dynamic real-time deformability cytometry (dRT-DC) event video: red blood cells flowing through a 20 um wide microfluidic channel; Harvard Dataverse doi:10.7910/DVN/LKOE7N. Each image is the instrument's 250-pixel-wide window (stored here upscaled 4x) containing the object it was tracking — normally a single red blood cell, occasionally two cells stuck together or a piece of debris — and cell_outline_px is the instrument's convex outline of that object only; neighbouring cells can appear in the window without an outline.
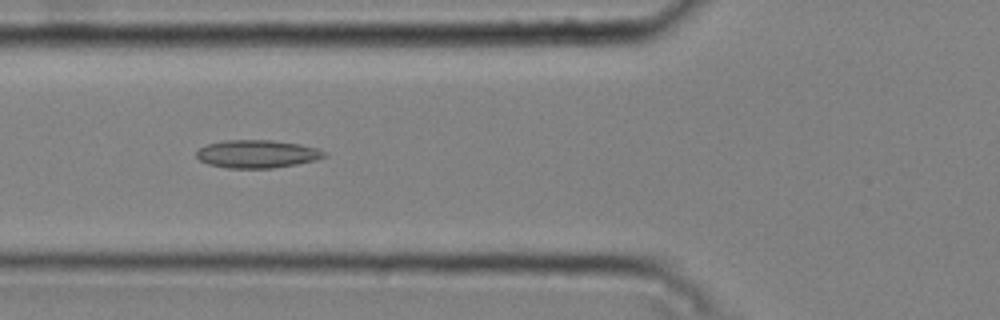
{"species": "common noctule bat (a hibernating species)", "species_latin": "Nyctalus noctula", "temperature_condition": "cold", "stored_images_in_passage": 42, "camera_frame_rate_fps": 3000, "um_per_image_px": 0.085, "animal": {"sex": "male", "body_mass_g": 20.4}, "frame": {"image": 1, "passage_image": 10, "time_ms": 3.0, "image_size_px": [1000, 320], "cell_outline_px": [[328, 156], [316, 160], [296, 164], [272, 168], [228, 168], [208, 164], [200, 160], [196, 156], [196, 152], [200, 148], [208, 144], [228, 140], [272, 140], [300, 144], [316, 148], [328, 152]], "centroid_in_image_um": [21.89, 13.09], "position_along_channel_um": 103.9, "area_um2": 20.81}}
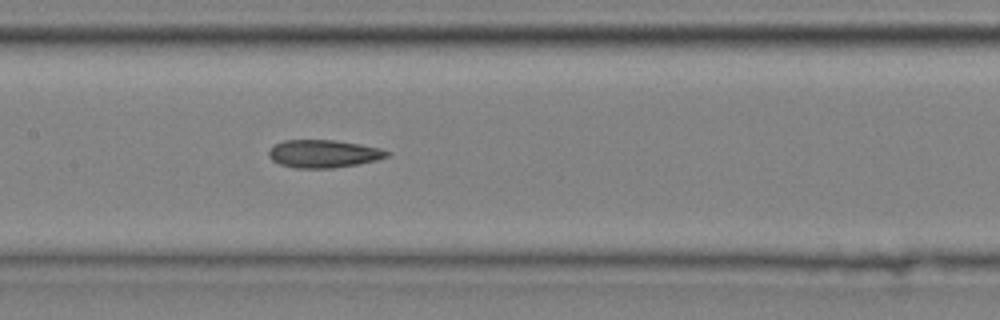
{"frame": {"image": 2, "passage_image": 16, "time_ms": 5.0, "image_size_px": [1000, 320], "cell_outline_px": [[392, 152], [388, 156], [376, 160], [356, 164], [332, 168], [296, 168], [280, 164], [272, 160], [268, 156], [268, 152], [272, 144], [284, 140], [336, 140], [360, 144], [380, 148]], "centroid_in_image_um": [27.47, 13.06], "position_along_channel_um": 179.9, "area_um2": 19.25}}
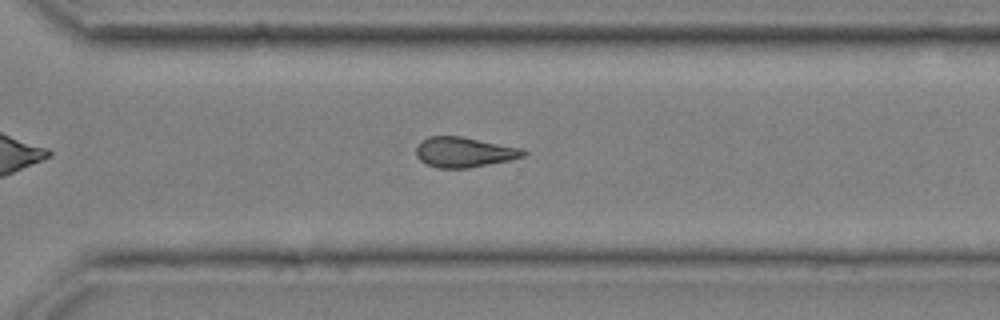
{"frame": {"image": 3, "passage_image": 28, "time_ms": 9.0, "image_size_px": [1000, 320], "cell_outline_px": [[528, 152], [524, 156], [508, 160], [468, 168], [436, 168], [420, 160], [416, 156], [416, 148], [420, 140], [428, 136], [460, 136], [524, 148]], "centroid_in_image_um": [39.44, 12.92], "position_along_channel_um": 331.2, "area_um2": 18.9}}